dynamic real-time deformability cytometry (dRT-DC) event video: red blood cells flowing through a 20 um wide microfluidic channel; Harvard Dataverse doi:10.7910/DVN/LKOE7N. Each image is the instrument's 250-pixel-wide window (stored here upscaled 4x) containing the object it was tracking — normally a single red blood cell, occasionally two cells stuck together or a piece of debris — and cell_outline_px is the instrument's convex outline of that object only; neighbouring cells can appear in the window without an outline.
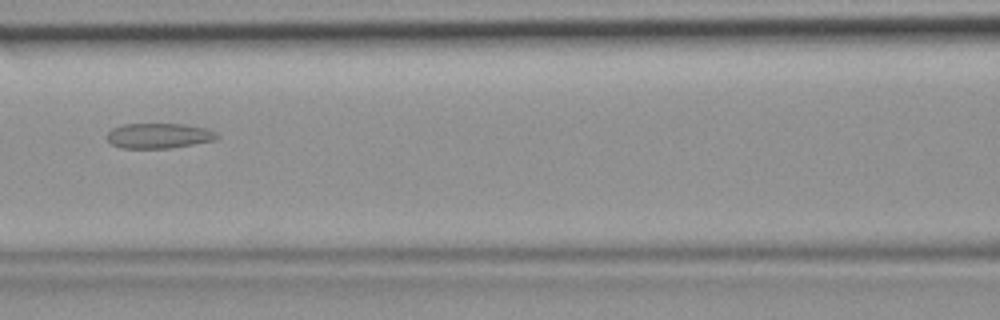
{"species": "common noctule bat (a hibernating species)", "species_latin": "Nyctalus noctula", "temperature_condition": "room temperature", "stored_images_in_passage": 33, "camera_frame_rate_fps": 3000, "um_per_image_px": 0.085, "animal": {"sex": "female", "body_mass_g": 19.9}, "frame": {"image": 1, "passage_image": 9, "time_ms": 2.667, "image_size_px": [1000, 320], "cell_outline_px": [[220, 136], [216, 140], [172, 148], [120, 148], [112, 144], [108, 140], [108, 132], [112, 128], [124, 124], [180, 124], [204, 128], [216, 132]], "centroid_in_image_um": [13.51, 11.54], "position_along_channel_um": 153.1, "area_um2": 16.07}}
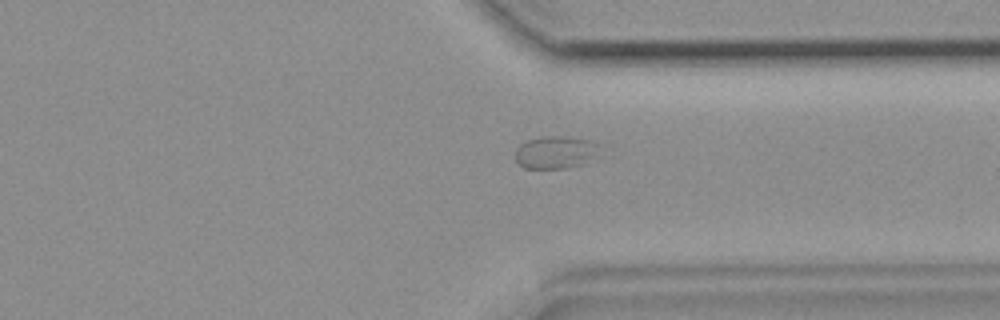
{"frame": {"image": 2, "passage_image": 23, "time_ms": 7.333, "image_size_px": [1000, 320], "cell_outline_px": [[596, 144], [584, 164], [568, 168], [524, 168], [516, 160], [516, 148], [520, 144], [528, 140], [544, 136], [556, 136], [588, 140]], "centroid_in_image_um": [47.07, 12.96], "position_along_channel_um": 364.3, "area_um2": 15.14}}
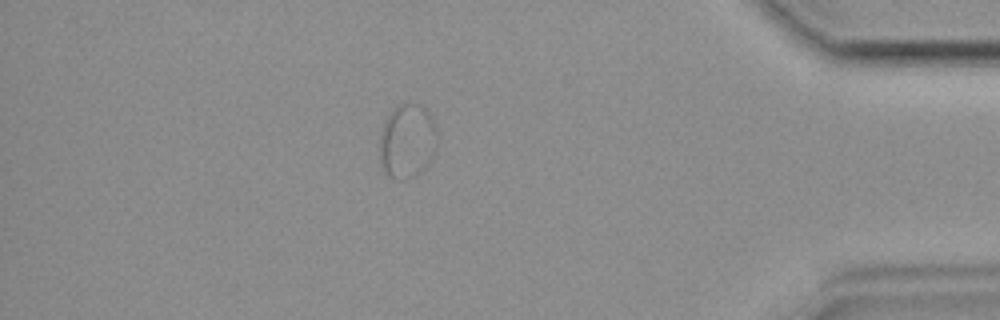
{"frame": {"image": 3, "passage_image": 28, "time_ms": 9.0, "image_size_px": [1000, 320], "cell_outline_px": [[436, 144], [392, 180], [384, 172], [380, 160], [380, 132], [392, 108], [400, 104], [412, 104], [424, 108], [428, 112], [432, 120], [436, 132]], "centroid_in_image_um": [34.46, 11.73], "position_along_channel_um": 400.7, "area_um2": 21.56}}